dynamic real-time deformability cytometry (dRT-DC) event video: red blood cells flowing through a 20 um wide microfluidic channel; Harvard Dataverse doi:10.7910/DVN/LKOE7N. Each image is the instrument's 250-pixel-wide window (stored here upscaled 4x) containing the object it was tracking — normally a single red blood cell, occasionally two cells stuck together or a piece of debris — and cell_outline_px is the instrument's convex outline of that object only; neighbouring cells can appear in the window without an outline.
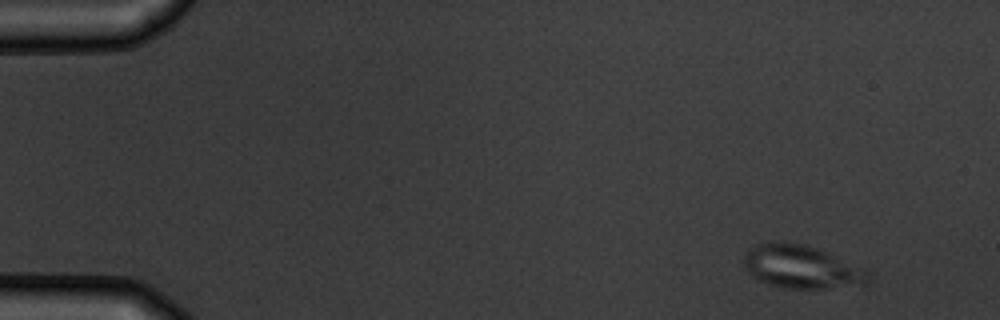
{"species": "common noctule bat (a hibernating species)", "species_latin": "Nyctalus noctula", "temperature_condition": "warm", "stored_images_in_passage": 5, "camera_frame_rate_fps": 3000, "um_per_image_px": 0.085, "animal": {"sex": "male", "body_mass_g": 19.5, "forearm_length_mm": 54.6}, "frame": {"image": 1, "passage_image": 1, "time_ms": 0.0, "image_size_px": [1000, 320], "cell_outline_px": [[868, 284], [820, 288], [784, 288], [760, 280], [752, 276], [748, 272], [744, 264], [744, 256], [748, 248], [756, 244], [776, 240], [784, 240], [804, 244], [816, 248], [868, 272]], "centroid_in_image_um": [68.02, 22.65], "position_along_channel_um": 17.0, "area_um2": 30.75}}